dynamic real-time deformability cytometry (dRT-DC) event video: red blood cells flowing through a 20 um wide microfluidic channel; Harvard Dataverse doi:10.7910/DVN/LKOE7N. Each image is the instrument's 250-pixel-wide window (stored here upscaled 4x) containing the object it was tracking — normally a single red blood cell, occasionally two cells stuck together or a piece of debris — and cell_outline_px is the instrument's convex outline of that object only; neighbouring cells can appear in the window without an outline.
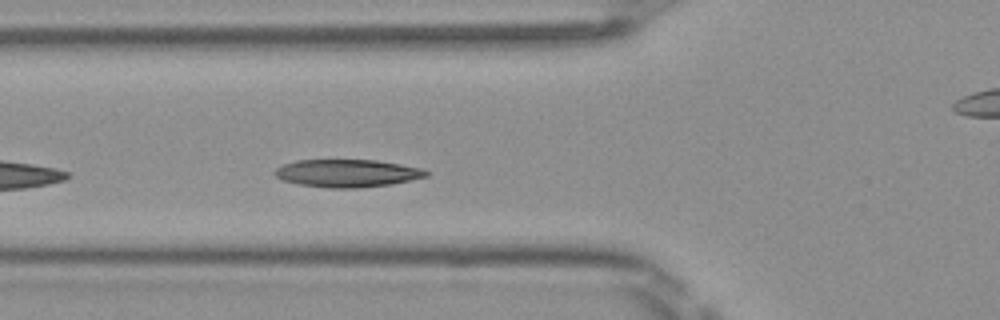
{"species": "Egyptian fruit bat (a non-hibernating species)", "species_latin": "Rousettus aegyptiacus", "temperature_condition": "room temperature", "stored_images_in_passage": 33, "camera_frame_rate_fps": 3000, "um_per_image_px": 0.085, "frame": {"image": 1, "passage_image": 5, "time_ms": 1.333, "image_size_px": [1000, 320], "cell_outline_px": [[428, 176], [388, 184], [356, 188], [328, 188], [300, 184], [284, 180], [276, 176], [272, 172], [280, 164], [296, 160], [376, 160], [424, 168], [428, 172]], "centroid_in_image_um": [29.48, 14.71], "position_along_channel_um": 96.3, "area_um2": 24.33}}
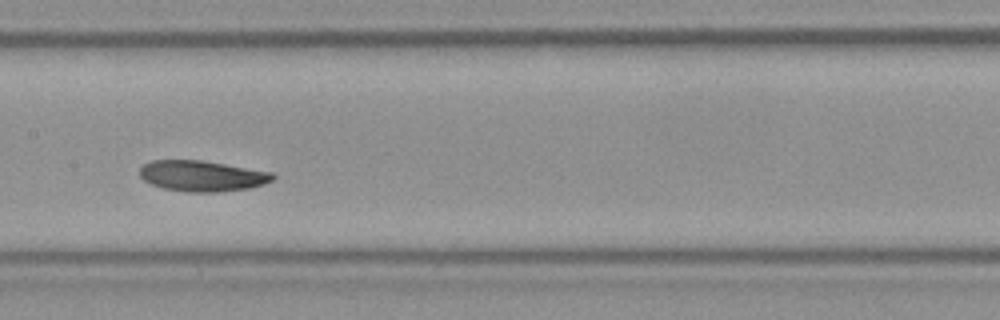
{"frame": {"image": 2, "passage_image": 12, "time_ms": 3.667, "image_size_px": [1000, 320], "cell_outline_px": [[276, 176], [272, 180], [264, 184], [248, 188], [216, 192], [188, 192], [164, 188], [152, 184], [144, 180], [140, 176], [140, 168], [144, 164], [152, 160], [200, 160], [272, 172]], "centroid_in_image_um": [17.17, 14.95], "position_along_channel_um": 190.2, "area_um2": 23.64}}
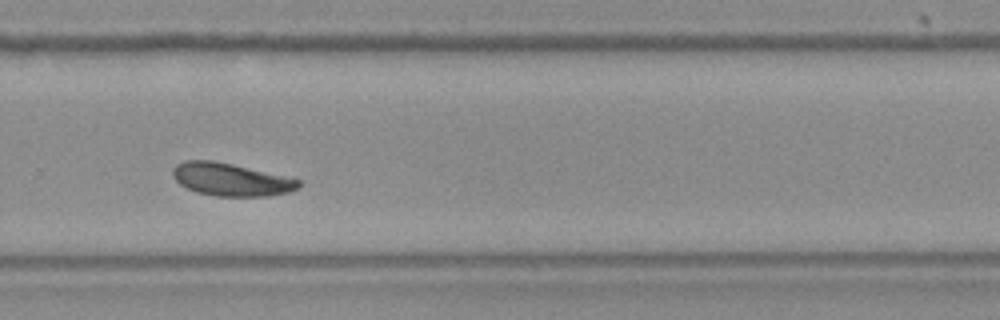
{"frame": {"image": 3, "passage_image": 21, "time_ms": 6.667, "image_size_px": [1000, 320], "cell_outline_px": [[300, 188], [288, 192], [268, 196], [216, 196], [196, 192], [180, 184], [172, 176], [172, 168], [176, 164], [184, 160], [212, 160], [232, 164], [300, 180]], "centroid_in_image_um": [19.58, 15.26], "position_along_channel_um": 310.2, "area_um2": 23.87}, "authors_computed_cell_mechanics": {"area_um2": 23.3512, "velocity_mm_per_s": 4.0146, "shape_relaxation_time_tau1_ms": 3.9479, "shape_relaxation_time_tau2_ms": 4.1426, "deformation_change_tau1": 0.1283, "deformation_change_tau2": 0.0853}}